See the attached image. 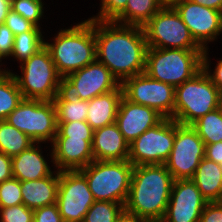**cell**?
I'll return each mask as SVG.
<instances>
[{
  "instance_id": "obj_1",
  "label": "cell",
  "mask_w": 222,
  "mask_h": 222,
  "mask_svg": "<svg viewBox=\"0 0 222 222\" xmlns=\"http://www.w3.org/2000/svg\"><path fill=\"white\" fill-rule=\"evenodd\" d=\"M96 60L122 84L145 72L147 44L141 26L95 20Z\"/></svg>"
},
{
  "instance_id": "obj_2",
  "label": "cell",
  "mask_w": 222,
  "mask_h": 222,
  "mask_svg": "<svg viewBox=\"0 0 222 222\" xmlns=\"http://www.w3.org/2000/svg\"><path fill=\"white\" fill-rule=\"evenodd\" d=\"M173 181L172 174L164 164L134 166L124 210L148 222H161Z\"/></svg>"
},
{
  "instance_id": "obj_3",
  "label": "cell",
  "mask_w": 222,
  "mask_h": 222,
  "mask_svg": "<svg viewBox=\"0 0 222 222\" xmlns=\"http://www.w3.org/2000/svg\"><path fill=\"white\" fill-rule=\"evenodd\" d=\"M53 43L45 42L58 74L64 79L96 60L95 20L60 30Z\"/></svg>"
},
{
  "instance_id": "obj_4",
  "label": "cell",
  "mask_w": 222,
  "mask_h": 222,
  "mask_svg": "<svg viewBox=\"0 0 222 222\" xmlns=\"http://www.w3.org/2000/svg\"><path fill=\"white\" fill-rule=\"evenodd\" d=\"M203 52L148 47L145 73L152 79L177 87L202 70Z\"/></svg>"
},
{
  "instance_id": "obj_5",
  "label": "cell",
  "mask_w": 222,
  "mask_h": 222,
  "mask_svg": "<svg viewBox=\"0 0 222 222\" xmlns=\"http://www.w3.org/2000/svg\"><path fill=\"white\" fill-rule=\"evenodd\" d=\"M220 106L221 92L203 69L175 87L173 119L181 125H192Z\"/></svg>"
},
{
  "instance_id": "obj_6",
  "label": "cell",
  "mask_w": 222,
  "mask_h": 222,
  "mask_svg": "<svg viewBox=\"0 0 222 222\" xmlns=\"http://www.w3.org/2000/svg\"><path fill=\"white\" fill-rule=\"evenodd\" d=\"M20 67L21 76L12 74L24 99L53 101L63 89V78L45 46L23 61Z\"/></svg>"
},
{
  "instance_id": "obj_7",
  "label": "cell",
  "mask_w": 222,
  "mask_h": 222,
  "mask_svg": "<svg viewBox=\"0 0 222 222\" xmlns=\"http://www.w3.org/2000/svg\"><path fill=\"white\" fill-rule=\"evenodd\" d=\"M134 165L128 161H98L79 171L87 179L95 201H110L125 204Z\"/></svg>"
},
{
  "instance_id": "obj_8",
  "label": "cell",
  "mask_w": 222,
  "mask_h": 222,
  "mask_svg": "<svg viewBox=\"0 0 222 222\" xmlns=\"http://www.w3.org/2000/svg\"><path fill=\"white\" fill-rule=\"evenodd\" d=\"M6 121L35 143H53L57 134L58 124L53 101L23 99Z\"/></svg>"
},
{
  "instance_id": "obj_9",
  "label": "cell",
  "mask_w": 222,
  "mask_h": 222,
  "mask_svg": "<svg viewBox=\"0 0 222 222\" xmlns=\"http://www.w3.org/2000/svg\"><path fill=\"white\" fill-rule=\"evenodd\" d=\"M142 28L147 47L204 50L173 7H162Z\"/></svg>"
},
{
  "instance_id": "obj_10",
  "label": "cell",
  "mask_w": 222,
  "mask_h": 222,
  "mask_svg": "<svg viewBox=\"0 0 222 222\" xmlns=\"http://www.w3.org/2000/svg\"><path fill=\"white\" fill-rule=\"evenodd\" d=\"M175 140V120L163 118L129 144V157L134 166L164 164Z\"/></svg>"
},
{
  "instance_id": "obj_11",
  "label": "cell",
  "mask_w": 222,
  "mask_h": 222,
  "mask_svg": "<svg viewBox=\"0 0 222 222\" xmlns=\"http://www.w3.org/2000/svg\"><path fill=\"white\" fill-rule=\"evenodd\" d=\"M205 143L191 125L175 121V140L169 158L164 163L174 180L191 179L205 157Z\"/></svg>"
},
{
  "instance_id": "obj_12",
  "label": "cell",
  "mask_w": 222,
  "mask_h": 222,
  "mask_svg": "<svg viewBox=\"0 0 222 222\" xmlns=\"http://www.w3.org/2000/svg\"><path fill=\"white\" fill-rule=\"evenodd\" d=\"M121 86L129 101L153 108L164 118L173 119L174 86L152 79L145 72L127 78Z\"/></svg>"
},
{
  "instance_id": "obj_13",
  "label": "cell",
  "mask_w": 222,
  "mask_h": 222,
  "mask_svg": "<svg viewBox=\"0 0 222 222\" xmlns=\"http://www.w3.org/2000/svg\"><path fill=\"white\" fill-rule=\"evenodd\" d=\"M95 202L85 176L79 171H59L57 205L63 222H83Z\"/></svg>"
},
{
  "instance_id": "obj_14",
  "label": "cell",
  "mask_w": 222,
  "mask_h": 222,
  "mask_svg": "<svg viewBox=\"0 0 222 222\" xmlns=\"http://www.w3.org/2000/svg\"><path fill=\"white\" fill-rule=\"evenodd\" d=\"M120 85L111 71L97 60L63 79V89L84 101L116 90Z\"/></svg>"
},
{
  "instance_id": "obj_15",
  "label": "cell",
  "mask_w": 222,
  "mask_h": 222,
  "mask_svg": "<svg viewBox=\"0 0 222 222\" xmlns=\"http://www.w3.org/2000/svg\"><path fill=\"white\" fill-rule=\"evenodd\" d=\"M173 8L188 27L194 40L205 50L207 44L222 33V12L191 0L176 3Z\"/></svg>"
},
{
  "instance_id": "obj_16",
  "label": "cell",
  "mask_w": 222,
  "mask_h": 222,
  "mask_svg": "<svg viewBox=\"0 0 222 222\" xmlns=\"http://www.w3.org/2000/svg\"><path fill=\"white\" fill-rule=\"evenodd\" d=\"M207 202L191 179L174 180L161 222H199Z\"/></svg>"
},
{
  "instance_id": "obj_17",
  "label": "cell",
  "mask_w": 222,
  "mask_h": 222,
  "mask_svg": "<svg viewBox=\"0 0 222 222\" xmlns=\"http://www.w3.org/2000/svg\"><path fill=\"white\" fill-rule=\"evenodd\" d=\"M163 118L155 109L131 102L123 95L118 107L116 124L124 139L130 144Z\"/></svg>"
},
{
  "instance_id": "obj_18",
  "label": "cell",
  "mask_w": 222,
  "mask_h": 222,
  "mask_svg": "<svg viewBox=\"0 0 222 222\" xmlns=\"http://www.w3.org/2000/svg\"><path fill=\"white\" fill-rule=\"evenodd\" d=\"M51 147V162L58 171L80 170L94 160L92 140L55 137Z\"/></svg>"
},
{
  "instance_id": "obj_19",
  "label": "cell",
  "mask_w": 222,
  "mask_h": 222,
  "mask_svg": "<svg viewBox=\"0 0 222 222\" xmlns=\"http://www.w3.org/2000/svg\"><path fill=\"white\" fill-rule=\"evenodd\" d=\"M94 160L123 161L129 157V143L116 122L94 130L92 139Z\"/></svg>"
},
{
  "instance_id": "obj_20",
  "label": "cell",
  "mask_w": 222,
  "mask_h": 222,
  "mask_svg": "<svg viewBox=\"0 0 222 222\" xmlns=\"http://www.w3.org/2000/svg\"><path fill=\"white\" fill-rule=\"evenodd\" d=\"M58 187V170L45 178L22 181L21 194L23 204L32 210L55 204L57 202Z\"/></svg>"
},
{
  "instance_id": "obj_21",
  "label": "cell",
  "mask_w": 222,
  "mask_h": 222,
  "mask_svg": "<svg viewBox=\"0 0 222 222\" xmlns=\"http://www.w3.org/2000/svg\"><path fill=\"white\" fill-rule=\"evenodd\" d=\"M34 143L19 155L12 157V176L20 182L45 178L54 173L42 155L41 147Z\"/></svg>"
},
{
  "instance_id": "obj_22",
  "label": "cell",
  "mask_w": 222,
  "mask_h": 222,
  "mask_svg": "<svg viewBox=\"0 0 222 222\" xmlns=\"http://www.w3.org/2000/svg\"><path fill=\"white\" fill-rule=\"evenodd\" d=\"M122 97L123 88L120 85L116 90L96 96L88 101L86 122L93 130L116 122L118 107Z\"/></svg>"
},
{
  "instance_id": "obj_23",
  "label": "cell",
  "mask_w": 222,
  "mask_h": 222,
  "mask_svg": "<svg viewBox=\"0 0 222 222\" xmlns=\"http://www.w3.org/2000/svg\"><path fill=\"white\" fill-rule=\"evenodd\" d=\"M191 180L208 202L222 201V165L204 157Z\"/></svg>"
},
{
  "instance_id": "obj_24",
  "label": "cell",
  "mask_w": 222,
  "mask_h": 222,
  "mask_svg": "<svg viewBox=\"0 0 222 222\" xmlns=\"http://www.w3.org/2000/svg\"><path fill=\"white\" fill-rule=\"evenodd\" d=\"M162 7L160 0H128L125 10L114 21L143 27Z\"/></svg>"
},
{
  "instance_id": "obj_25",
  "label": "cell",
  "mask_w": 222,
  "mask_h": 222,
  "mask_svg": "<svg viewBox=\"0 0 222 222\" xmlns=\"http://www.w3.org/2000/svg\"><path fill=\"white\" fill-rule=\"evenodd\" d=\"M57 122L86 121L88 101L80 100L62 89L53 99Z\"/></svg>"
},
{
  "instance_id": "obj_26",
  "label": "cell",
  "mask_w": 222,
  "mask_h": 222,
  "mask_svg": "<svg viewBox=\"0 0 222 222\" xmlns=\"http://www.w3.org/2000/svg\"><path fill=\"white\" fill-rule=\"evenodd\" d=\"M34 143L26 134L10 125L6 120L0 121V152L12 158Z\"/></svg>"
},
{
  "instance_id": "obj_27",
  "label": "cell",
  "mask_w": 222,
  "mask_h": 222,
  "mask_svg": "<svg viewBox=\"0 0 222 222\" xmlns=\"http://www.w3.org/2000/svg\"><path fill=\"white\" fill-rule=\"evenodd\" d=\"M23 99L12 72L3 70L0 74V121L6 120Z\"/></svg>"
},
{
  "instance_id": "obj_28",
  "label": "cell",
  "mask_w": 222,
  "mask_h": 222,
  "mask_svg": "<svg viewBox=\"0 0 222 222\" xmlns=\"http://www.w3.org/2000/svg\"><path fill=\"white\" fill-rule=\"evenodd\" d=\"M191 126L205 145L222 142V106L200 117Z\"/></svg>"
},
{
  "instance_id": "obj_29",
  "label": "cell",
  "mask_w": 222,
  "mask_h": 222,
  "mask_svg": "<svg viewBox=\"0 0 222 222\" xmlns=\"http://www.w3.org/2000/svg\"><path fill=\"white\" fill-rule=\"evenodd\" d=\"M43 38L41 31H27L16 35L11 57H15L21 64L45 46Z\"/></svg>"
},
{
  "instance_id": "obj_30",
  "label": "cell",
  "mask_w": 222,
  "mask_h": 222,
  "mask_svg": "<svg viewBox=\"0 0 222 222\" xmlns=\"http://www.w3.org/2000/svg\"><path fill=\"white\" fill-rule=\"evenodd\" d=\"M123 210L124 204L95 201L85 214L83 222H115Z\"/></svg>"
},
{
  "instance_id": "obj_31",
  "label": "cell",
  "mask_w": 222,
  "mask_h": 222,
  "mask_svg": "<svg viewBox=\"0 0 222 222\" xmlns=\"http://www.w3.org/2000/svg\"><path fill=\"white\" fill-rule=\"evenodd\" d=\"M43 6L42 0H11V9L36 27H40L39 20L44 13Z\"/></svg>"
},
{
  "instance_id": "obj_32",
  "label": "cell",
  "mask_w": 222,
  "mask_h": 222,
  "mask_svg": "<svg viewBox=\"0 0 222 222\" xmlns=\"http://www.w3.org/2000/svg\"><path fill=\"white\" fill-rule=\"evenodd\" d=\"M57 124V134L55 137L93 139L94 130L86 121L57 122Z\"/></svg>"
},
{
  "instance_id": "obj_33",
  "label": "cell",
  "mask_w": 222,
  "mask_h": 222,
  "mask_svg": "<svg viewBox=\"0 0 222 222\" xmlns=\"http://www.w3.org/2000/svg\"><path fill=\"white\" fill-rule=\"evenodd\" d=\"M23 204L21 182L12 177L0 183V207H10Z\"/></svg>"
},
{
  "instance_id": "obj_34",
  "label": "cell",
  "mask_w": 222,
  "mask_h": 222,
  "mask_svg": "<svg viewBox=\"0 0 222 222\" xmlns=\"http://www.w3.org/2000/svg\"><path fill=\"white\" fill-rule=\"evenodd\" d=\"M0 222H33V210L24 204L0 207Z\"/></svg>"
},
{
  "instance_id": "obj_35",
  "label": "cell",
  "mask_w": 222,
  "mask_h": 222,
  "mask_svg": "<svg viewBox=\"0 0 222 222\" xmlns=\"http://www.w3.org/2000/svg\"><path fill=\"white\" fill-rule=\"evenodd\" d=\"M97 16L88 18L97 21H114L126 8L128 0H101Z\"/></svg>"
},
{
  "instance_id": "obj_36",
  "label": "cell",
  "mask_w": 222,
  "mask_h": 222,
  "mask_svg": "<svg viewBox=\"0 0 222 222\" xmlns=\"http://www.w3.org/2000/svg\"><path fill=\"white\" fill-rule=\"evenodd\" d=\"M4 23L13 32L14 36L27 31H42L40 30L41 27H36L12 9L8 12Z\"/></svg>"
},
{
  "instance_id": "obj_37",
  "label": "cell",
  "mask_w": 222,
  "mask_h": 222,
  "mask_svg": "<svg viewBox=\"0 0 222 222\" xmlns=\"http://www.w3.org/2000/svg\"><path fill=\"white\" fill-rule=\"evenodd\" d=\"M33 222H63L57 203L34 209Z\"/></svg>"
},
{
  "instance_id": "obj_38",
  "label": "cell",
  "mask_w": 222,
  "mask_h": 222,
  "mask_svg": "<svg viewBox=\"0 0 222 222\" xmlns=\"http://www.w3.org/2000/svg\"><path fill=\"white\" fill-rule=\"evenodd\" d=\"M14 34L5 25L0 24V60L11 56L14 46Z\"/></svg>"
},
{
  "instance_id": "obj_39",
  "label": "cell",
  "mask_w": 222,
  "mask_h": 222,
  "mask_svg": "<svg viewBox=\"0 0 222 222\" xmlns=\"http://www.w3.org/2000/svg\"><path fill=\"white\" fill-rule=\"evenodd\" d=\"M208 49H205L202 55V69L206 72L211 81L217 86L222 93V60H218L213 73L210 70V62L208 61Z\"/></svg>"
},
{
  "instance_id": "obj_40",
  "label": "cell",
  "mask_w": 222,
  "mask_h": 222,
  "mask_svg": "<svg viewBox=\"0 0 222 222\" xmlns=\"http://www.w3.org/2000/svg\"><path fill=\"white\" fill-rule=\"evenodd\" d=\"M199 222H222V201L207 202Z\"/></svg>"
},
{
  "instance_id": "obj_41",
  "label": "cell",
  "mask_w": 222,
  "mask_h": 222,
  "mask_svg": "<svg viewBox=\"0 0 222 222\" xmlns=\"http://www.w3.org/2000/svg\"><path fill=\"white\" fill-rule=\"evenodd\" d=\"M12 177V158L0 152V183Z\"/></svg>"
},
{
  "instance_id": "obj_42",
  "label": "cell",
  "mask_w": 222,
  "mask_h": 222,
  "mask_svg": "<svg viewBox=\"0 0 222 222\" xmlns=\"http://www.w3.org/2000/svg\"><path fill=\"white\" fill-rule=\"evenodd\" d=\"M205 157L222 165V142L206 144Z\"/></svg>"
},
{
  "instance_id": "obj_43",
  "label": "cell",
  "mask_w": 222,
  "mask_h": 222,
  "mask_svg": "<svg viewBox=\"0 0 222 222\" xmlns=\"http://www.w3.org/2000/svg\"><path fill=\"white\" fill-rule=\"evenodd\" d=\"M115 222H148L142 218H139L137 215L123 210L120 215L116 218Z\"/></svg>"
},
{
  "instance_id": "obj_44",
  "label": "cell",
  "mask_w": 222,
  "mask_h": 222,
  "mask_svg": "<svg viewBox=\"0 0 222 222\" xmlns=\"http://www.w3.org/2000/svg\"><path fill=\"white\" fill-rule=\"evenodd\" d=\"M191 1L200 4L202 6L222 12V0H191Z\"/></svg>"
},
{
  "instance_id": "obj_45",
  "label": "cell",
  "mask_w": 222,
  "mask_h": 222,
  "mask_svg": "<svg viewBox=\"0 0 222 222\" xmlns=\"http://www.w3.org/2000/svg\"><path fill=\"white\" fill-rule=\"evenodd\" d=\"M11 10V0H0V24L5 22L8 12Z\"/></svg>"
},
{
  "instance_id": "obj_46",
  "label": "cell",
  "mask_w": 222,
  "mask_h": 222,
  "mask_svg": "<svg viewBox=\"0 0 222 222\" xmlns=\"http://www.w3.org/2000/svg\"><path fill=\"white\" fill-rule=\"evenodd\" d=\"M184 0H160V3L163 7H173L176 3Z\"/></svg>"
}]
</instances>
